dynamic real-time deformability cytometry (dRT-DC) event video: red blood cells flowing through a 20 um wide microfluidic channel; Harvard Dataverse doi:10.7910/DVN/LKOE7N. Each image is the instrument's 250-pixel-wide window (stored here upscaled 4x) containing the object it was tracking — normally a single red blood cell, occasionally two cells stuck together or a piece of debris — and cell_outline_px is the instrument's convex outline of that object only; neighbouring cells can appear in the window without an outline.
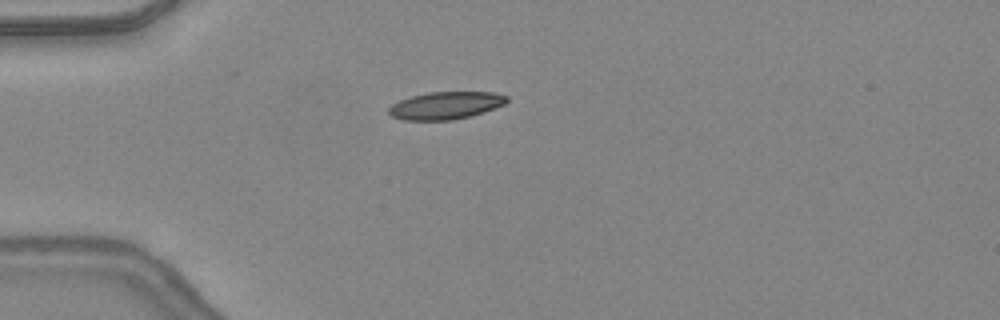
{"species": "common noctule bat (a hibernating species)", "species_latin": "Nyctalus noctula", "temperature_condition": "warm", "stored_images_in_passage": 35, "camera_frame_rate_fps": 3000, "um_per_image_px": 0.085, "animal": {"sex": "female", "body_mass_g": 24.6, "forearm_length_mm": 56.2}, "frame": {"image": 1, "passage_image": 1, "time_ms": 0.0, "image_size_px": [1000, 320], "cell_outline_px": [[508, 100], [504, 104], [484, 112], [452, 120], [404, 120], [392, 116], [388, 112], [388, 108], [392, 104], [400, 100], [412, 96], [428, 92], [492, 92], [508, 96]], "centroid_in_image_um": [37.87, 8.96], "position_along_channel_um": 47.1, "area_um2": 18.79}}
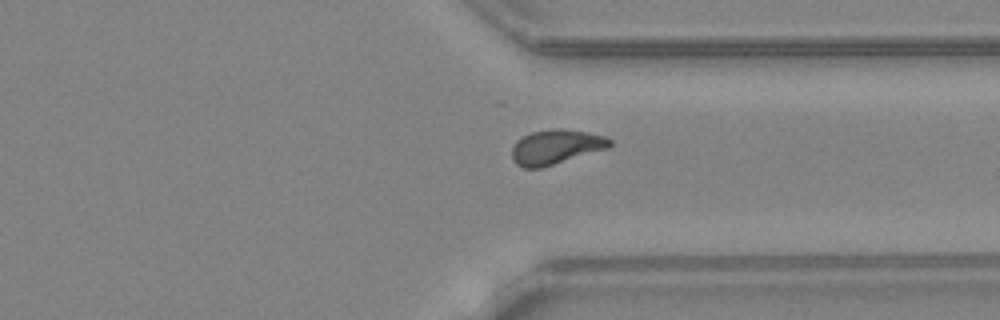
{"frame": {"image": 2, "passage_image": 24, "time_ms": 7.667, "image_size_px": [1000, 320], "cell_outline_px": [[612, 144], [608, 148], [540, 168], [524, 168], [516, 164], [512, 156], [512, 148], [516, 140], [532, 132], [560, 128], [588, 132], [604, 136], [612, 140]], "centroid_in_image_um": [47.25, 12.49], "position_along_channel_um": 364.2, "area_um2": 19.54}}
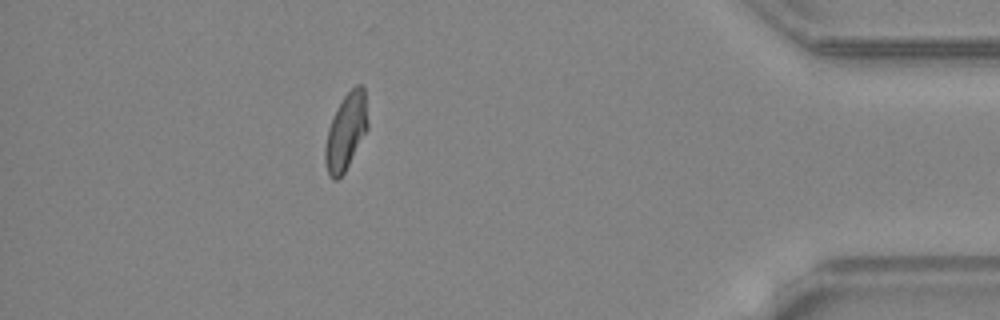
{"frame": {"image": 3, "passage_image": 30, "time_ms": 9.667, "image_size_px": [1000, 320], "cell_outline_px": [[368, 128], [344, 172], [336, 180], [332, 180], [328, 176], [324, 160], [324, 148], [328, 128], [336, 108], [344, 96], [356, 84], [364, 84], [368, 120]], "centroid_in_image_um": [29.39, 11.17], "position_along_channel_um": 405.8, "area_um2": 19.07}, "authors_computed_cell_mechanics": {"area_um2": 19.074, "velocity_mm_per_s": 4.4068, "shape_relaxation_time_tau1_ms": null, "shape_relaxation_time_tau2_ms": 1.8937, "deformation_change_tau1": null, "deformation_change_tau2": 0.0792}}